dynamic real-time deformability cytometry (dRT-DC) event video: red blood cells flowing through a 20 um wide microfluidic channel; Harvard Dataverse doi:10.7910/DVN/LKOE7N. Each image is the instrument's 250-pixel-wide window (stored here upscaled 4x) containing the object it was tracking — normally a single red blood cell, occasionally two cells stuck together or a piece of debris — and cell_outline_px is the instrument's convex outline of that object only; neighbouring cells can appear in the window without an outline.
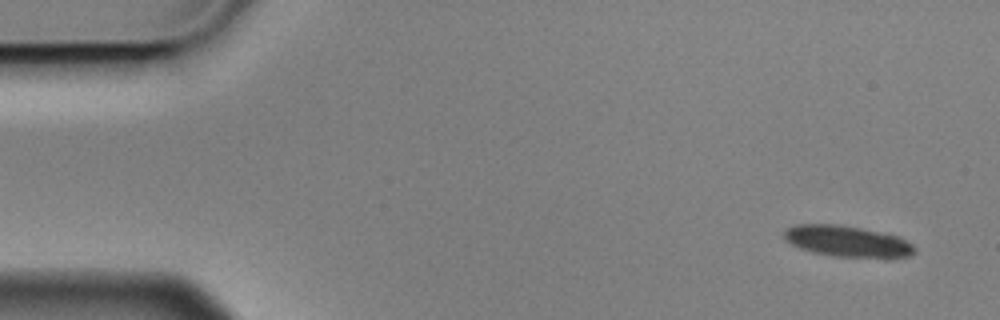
{"species": "Egyptian fruit bat (a non-hibernating species)", "species_latin": "Rousettus aegyptiacus", "temperature_condition": "cold", "stored_images_in_passage": 4, "camera_frame_rate_fps": 3000, "um_per_image_px": 0.085, "animal": {"sex": "male"}, "frame": {"image": 1, "passage_image": 1, "time_ms": 0.0, "image_size_px": [1000, 320], "cell_outline_px": [[916, 252], [908, 256], [832, 256], [812, 252], [800, 248], [792, 244], [784, 236], [784, 228], [796, 224], [840, 224], [860, 228], [896, 236], [912, 244], [916, 248]], "centroid_in_image_um": [71.95, 20.48], "position_along_channel_um": 13.1, "area_um2": 23.06}}
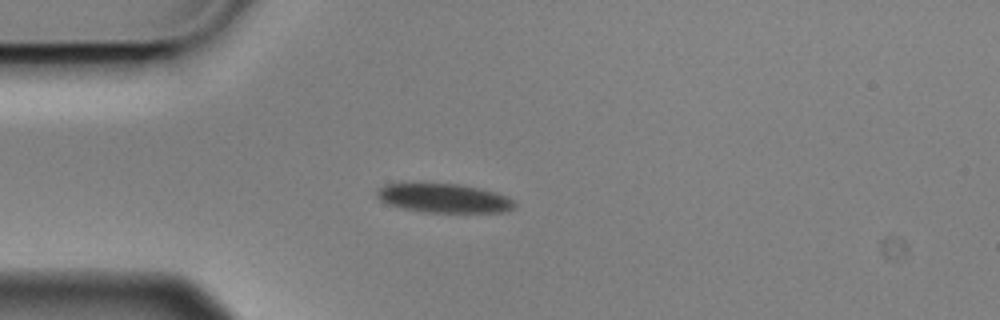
{"frame": {"image": 2, "passage_image": 4, "time_ms": 1.0, "image_size_px": [1000, 320], "cell_outline_px": [[516, 204], [512, 208], [500, 212], [420, 212], [400, 208], [388, 204], [380, 200], [376, 196], [376, 192], [384, 184], [456, 184], [496, 192], [512, 200]], "centroid_in_image_um": [37.67, 16.86], "position_along_channel_um": 47.3, "area_um2": 22.89}}